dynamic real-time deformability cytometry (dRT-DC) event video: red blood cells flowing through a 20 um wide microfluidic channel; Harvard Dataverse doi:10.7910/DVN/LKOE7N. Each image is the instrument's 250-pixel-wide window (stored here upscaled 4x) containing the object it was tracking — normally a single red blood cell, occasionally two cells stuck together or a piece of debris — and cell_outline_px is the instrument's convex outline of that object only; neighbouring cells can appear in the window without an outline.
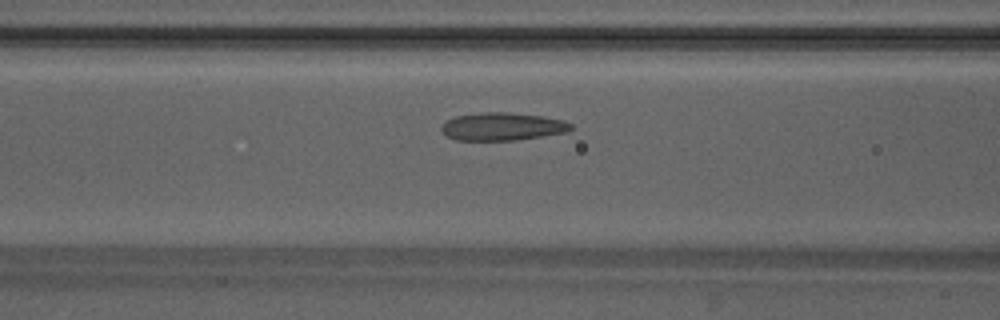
{"species": "Egyptian fruit bat (a non-hibernating species)", "species_latin": "Rousettus aegyptiacus", "temperature_condition": "warm", "stored_images_in_passage": 33, "camera_frame_rate_fps": 3000, "um_per_image_px": 0.085, "animal": {"sex": "male"}, "frame": {"image": 1, "passage_image": 7, "time_ms": 2.0, "image_size_px": [1000, 320], "cell_outline_px": [[572, 128], [568, 132], [544, 136], [516, 140], [456, 140], [448, 136], [440, 128], [448, 120], [456, 116], [480, 112], [508, 112], [544, 116], [564, 120], [572, 124]], "centroid_in_image_um": [42.75, 10.75], "position_along_channel_um": 123.8, "area_um2": 21.04}}
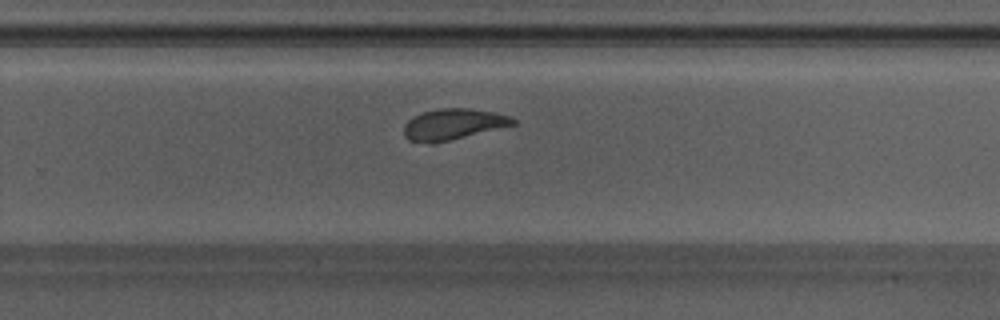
{"frame": {"image": 2, "passage_image": 19, "time_ms": 6.0, "image_size_px": [1000, 320], "cell_outline_px": [[516, 124], [432, 144], [408, 140], [404, 136], [404, 124], [412, 116], [436, 108], [468, 108], [496, 112], [508, 116], [516, 120]], "centroid_in_image_um": [38.48, 10.55], "position_along_channel_um": 291.3, "area_um2": 19.65}}
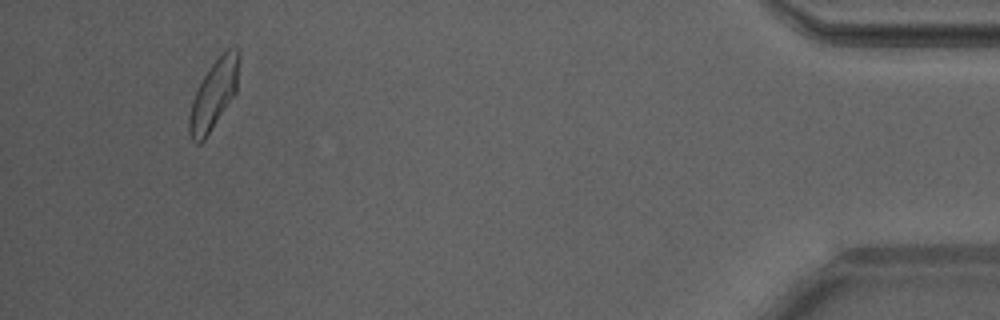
{"frame": {"image": 3, "passage_image": 33, "time_ms": 10.667, "image_size_px": [1000, 320], "cell_outline_px": [[240, 60], [236, 92], [204, 140], [200, 144], [196, 144], [188, 136], [188, 116], [192, 100], [204, 76], [212, 64], [228, 48], [236, 48], [240, 52]], "centroid_in_image_um": [18.16, 8.06], "position_along_channel_um": 417.0, "area_um2": 19.88}, "authors_computed_cell_mechanics": {"area_um2": 19.9988, "velocity_mm_per_s": 4.1896, "shape_relaxation_time_tau1_ms": 3.8026, "shape_relaxation_time_tau2_ms": 0.8735, "deformation_change_tau1": 0.1664, "deformation_change_tau2": 0.0847}}